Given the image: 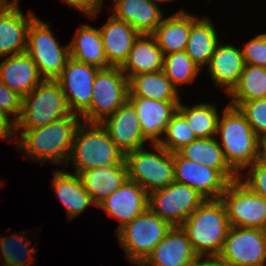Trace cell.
<instances>
[{
    "mask_svg": "<svg viewBox=\"0 0 266 266\" xmlns=\"http://www.w3.org/2000/svg\"><path fill=\"white\" fill-rule=\"evenodd\" d=\"M82 123L81 116L71 114L50 124L34 129H15L18 150L23 151L26 160L39 163L67 165L76 131Z\"/></svg>",
    "mask_w": 266,
    "mask_h": 266,
    "instance_id": "obj_1",
    "label": "cell"
},
{
    "mask_svg": "<svg viewBox=\"0 0 266 266\" xmlns=\"http://www.w3.org/2000/svg\"><path fill=\"white\" fill-rule=\"evenodd\" d=\"M181 228L198 256H218L230 228L224 203L220 198L205 199Z\"/></svg>",
    "mask_w": 266,
    "mask_h": 266,
    "instance_id": "obj_2",
    "label": "cell"
},
{
    "mask_svg": "<svg viewBox=\"0 0 266 266\" xmlns=\"http://www.w3.org/2000/svg\"><path fill=\"white\" fill-rule=\"evenodd\" d=\"M225 159L239 175L259 158L258 137L238 108L227 105L219 116L216 136Z\"/></svg>",
    "mask_w": 266,
    "mask_h": 266,
    "instance_id": "obj_3",
    "label": "cell"
},
{
    "mask_svg": "<svg viewBox=\"0 0 266 266\" xmlns=\"http://www.w3.org/2000/svg\"><path fill=\"white\" fill-rule=\"evenodd\" d=\"M124 154L117 148L101 123L83 122L78 127L67 161L74 173L92 168L118 165Z\"/></svg>",
    "mask_w": 266,
    "mask_h": 266,
    "instance_id": "obj_4",
    "label": "cell"
},
{
    "mask_svg": "<svg viewBox=\"0 0 266 266\" xmlns=\"http://www.w3.org/2000/svg\"><path fill=\"white\" fill-rule=\"evenodd\" d=\"M71 114L59 82L56 79H44L28 95L22 97L20 117L14 127L34 129Z\"/></svg>",
    "mask_w": 266,
    "mask_h": 266,
    "instance_id": "obj_5",
    "label": "cell"
},
{
    "mask_svg": "<svg viewBox=\"0 0 266 266\" xmlns=\"http://www.w3.org/2000/svg\"><path fill=\"white\" fill-rule=\"evenodd\" d=\"M151 145L152 151L142 147L124 155L128 180L148 193L175 182L173 153L159 144Z\"/></svg>",
    "mask_w": 266,
    "mask_h": 266,
    "instance_id": "obj_6",
    "label": "cell"
},
{
    "mask_svg": "<svg viewBox=\"0 0 266 266\" xmlns=\"http://www.w3.org/2000/svg\"><path fill=\"white\" fill-rule=\"evenodd\" d=\"M149 207L117 232V239L130 263L140 266L171 229Z\"/></svg>",
    "mask_w": 266,
    "mask_h": 266,
    "instance_id": "obj_7",
    "label": "cell"
},
{
    "mask_svg": "<svg viewBox=\"0 0 266 266\" xmlns=\"http://www.w3.org/2000/svg\"><path fill=\"white\" fill-rule=\"evenodd\" d=\"M90 107L81 115L87 123H101L128 100V78L118 66L99 68Z\"/></svg>",
    "mask_w": 266,
    "mask_h": 266,
    "instance_id": "obj_8",
    "label": "cell"
},
{
    "mask_svg": "<svg viewBox=\"0 0 266 266\" xmlns=\"http://www.w3.org/2000/svg\"><path fill=\"white\" fill-rule=\"evenodd\" d=\"M50 25L36 17L27 32L26 52L44 79H56L70 58L69 44L60 45Z\"/></svg>",
    "mask_w": 266,
    "mask_h": 266,
    "instance_id": "obj_9",
    "label": "cell"
},
{
    "mask_svg": "<svg viewBox=\"0 0 266 266\" xmlns=\"http://www.w3.org/2000/svg\"><path fill=\"white\" fill-rule=\"evenodd\" d=\"M220 199L231 227L266 230V198L251 192L238 179L227 184Z\"/></svg>",
    "mask_w": 266,
    "mask_h": 266,
    "instance_id": "obj_10",
    "label": "cell"
},
{
    "mask_svg": "<svg viewBox=\"0 0 266 266\" xmlns=\"http://www.w3.org/2000/svg\"><path fill=\"white\" fill-rule=\"evenodd\" d=\"M218 257L228 266H265L266 230L230 226Z\"/></svg>",
    "mask_w": 266,
    "mask_h": 266,
    "instance_id": "obj_11",
    "label": "cell"
},
{
    "mask_svg": "<svg viewBox=\"0 0 266 266\" xmlns=\"http://www.w3.org/2000/svg\"><path fill=\"white\" fill-rule=\"evenodd\" d=\"M205 200L191 187L174 182L149 193L148 207L172 227L181 226Z\"/></svg>",
    "mask_w": 266,
    "mask_h": 266,
    "instance_id": "obj_12",
    "label": "cell"
},
{
    "mask_svg": "<svg viewBox=\"0 0 266 266\" xmlns=\"http://www.w3.org/2000/svg\"><path fill=\"white\" fill-rule=\"evenodd\" d=\"M98 67L69 58L56 78L72 114L81 116L92 102L93 82Z\"/></svg>",
    "mask_w": 266,
    "mask_h": 266,
    "instance_id": "obj_13",
    "label": "cell"
},
{
    "mask_svg": "<svg viewBox=\"0 0 266 266\" xmlns=\"http://www.w3.org/2000/svg\"><path fill=\"white\" fill-rule=\"evenodd\" d=\"M19 6V0L0 4V58L26 52L28 28L37 16L24 15Z\"/></svg>",
    "mask_w": 266,
    "mask_h": 266,
    "instance_id": "obj_14",
    "label": "cell"
},
{
    "mask_svg": "<svg viewBox=\"0 0 266 266\" xmlns=\"http://www.w3.org/2000/svg\"><path fill=\"white\" fill-rule=\"evenodd\" d=\"M175 182L185 184L205 199H219L229 183L216 169L173 153Z\"/></svg>",
    "mask_w": 266,
    "mask_h": 266,
    "instance_id": "obj_15",
    "label": "cell"
},
{
    "mask_svg": "<svg viewBox=\"0 0 266 266\" xmlns=\"http://www.w3.org/2000/svg\"><path fill=\"white\" fill-rule=\"evenodd\" d=\"M101 125L124 155L144 147L147 141L143 136L136 110L128 100L112 115L106 117Z\"/></svg>",
    "mask_w": 266,
    "mask_h": 266,
    "instance_id": "obj_16",
    "label": "cell"
},
{
    "mask_svg": "<svg viewBox=\"0 0 266 266\" xmlns=\"http://www.w3.org/2000/svg\"><path fill=\"white\" fill-rule=\"evenodd\" d=\"M149 193L138 183L126 180L97 207L119 221L116 232L148 208Z\"/></svg>",
    "mask_w": 266,
    "mask_h": 266,
    "instance_id": "obj_17",
    "label": "cell"
},
{
    "mask_svg": "<svg viewBox=\"0 0 266 266\" xmlns=\"http://www.w3.org/2000/svg\"><path fill=\"white\" fill-rule=\"evenodd\" d=\"M128 101L136 110L144 138L151 144H158L168 122L178 110L180 101H160L144 97H128Z\"/></svg>",
    "mask_w": 266,
    "mask_h": 266,
    "instance_id": "obj_18",
    "label": "cell"
},
{
    "mask_svg": "<svg viewBox=\"0 0 266 266\" xmlns=\"http://www.w3.org/2000/svg\"><path fill=\"white\" fill-rule=\"evenodd\" d=\"M198 255L181 226H173L140 266H188Z\"/></svg>",
    "mask_w": 266,
    "mask_h": 266,
    "instance_id": "obj_19",
    "label": "cell"
},
{
    "mask_svg": "<svg viewBox=\"0 0 266 266\" xmlns=\"http://www.w3.org/2000/svg\"><path fill=\"white\" fill-rule=\"evenodd\" d=\"M111 15L139 34H152L165 17L158 0H112Z\"/></svg>",
    "mask_w": 266,
    "mask_h": 266,
    "instance_id": "obj_20",
    "label": "cell"
},
{
    "mask_svg": "<svg viewBox=\"0 0 266 266\" xmlns=\"http://www.w3.org/2000/svg\"><path fill=\"white\" fill-rule=\"evenodd\" d=\"M43 80L27 52L5 57L0 62V81L22 97L28 95Z\"/></svg>",
    "mask_w": 266,
    "mask_h": 266,
    "instance_id": "obj_21",
    "label": "cell"
},
{
    "mask_svg": "<svg viewBox=\"0 0 266 266\" xmlns=\"http://www.w3.org/2000/svg\"><path fill=\"white\" fill-rule=\"evenodd\" d=\"M244 66L241 47L220 41L207 66V72L209 71V76L212 81L214 80L216 88L228 94L237 84Z\"/></svg>",
    "mask_w": 266,
    "mask_h": 266,
    "instance_id": "obj_22",
    "label": "cell"
},
{
    "mask_svg": "<svg viewBox=\"0 0 266 266\" xmlns=\"http://www.w3.org/2000/svg\"><path fill=\"white\" fill-rule=\"evenodd\" d=\"M100 34L108 64L121 67L139 33L128 23L111 15L100 27Z\"/></svg>",
    "mask_w": 266,
    "mask_h": 266,
    "instance_id": "obj_23",
    "label": "cell"
},
{
    "mask_svg": "<svg viewBox=\"0 0 266 266\" xmlns=\"http://www.w3.org/2000/svg\"><path fill=\"white\" fill-rule=\"evenodd\" d=\"M217 31L211 18H198L191 14L190 34L185 52L201 70L203 67L207 68L220 42Z\"/></svg>",
    "mask_w": 266,
    "mask_h": 266,
    "instance_id": "obj_24",
    "label": "cell"
},
{
    "mask_svg": "<svg viewBox=\"0 0 266 266\" xmlns=\"http://www.w3.org/2000/svg\"><path fill=\"white\" fill-rule=\"evenodd\" d=\"M78 176L96 207L128 179L124 160L118 165L81 171Z\"/></svg>",
    "mask_w": 266,
    "mask_h": 266,
    "instance_id": "obj_25",
    "label": "cell"
},
{
    "mask_svg": "<svg viewBox=\"0 0 266 266\" xmlns=\"http://www.w3.org/2000/svg\"><path fill=\"white\" fill-rule=\"evenodd\" d=\"M52 187L67 212L68 220H72L88 209L96 206L90 194L84 189L80 177L76 173L53 169Z\"/></svg>",
    "mask_w": 266,
    "mask_h": 266,
    "instance_id": "obj_26",
    "label": "cell"
},
{
    "mask_svg": "<svg viewBox=\"0 0 266 266\" xmlns=\"http://www.w3.org/2000/svg\"><path fill=\"white\" fill-rule=\"evenodd\" d=\"M164 55L152 34H139L128 58L120 67L129 79L133 75L163 70Z\"/></svg>",
    "mask_w": 266,
    "mask_h": 266,
    "instance_id": "obj_27",
    "label": "cell"
},
{
    "mask_svg": "<svg viewBox=\"0 0 266 266\" xmlns=\"http://www.w3.org/2000/svg\"><path fill=\"white\" fill-rule=\"evenodd\" d=\"M178 153L188 160L216 169L228 182L238 179V174L227 163L218 137L197 138Z\"/></svg>",
    "mask_w": 266,
    "mask_h": 266,
    "instance_id": "obj_28",
    "label": "cell"
},
{
    "mask_svg": "<svg viewBox=\"0 0 266 266\" xmlns=\"http://www.w3.org/2000/svg\"><path fill=\"white\" fill-rule=\"evenodd\" d=\"M191 27V13L178 10L164 17L152 33L163 55L185 51Z\"/></svg>",
    "mask_w": 266,
    "mask_h": 266,
    "instance_id": "obj_29",
    "label": "cell"
},
{
    "mask_svg": "<svg viewBox=\"0 0 266 266\" xmlns=\"http://www.w3.org/2000/svg\"><path fill=\"white\" fill-rule=\"evenodd\" d=\"M70 58L96 66L107 68L110 65L105 56L100 29L89 24H82L69 43Z\"/></svg>",
    "mask_w": 266,
    "mask_h": 266,
    "instance_id": "obj_30",
    "label": "cell"
},
{
    "mask_svg": "<svg viewBox=\"0 0 266 266\" xmlns=\"http://www.w3.org/2000/svg\"><path fill=\"white\" fill-rule=\"evenodd\" d=\"M128 97H144L160 101H180V92L163 71L141 73L128 79Z\"/></svg>",
    "mask_w": 266,
    "mask_h": 266,
    "instance_id": "obj_31",
    "label": "cell"
},
{
    "mask_svg": "<svg viewBox=\"0 0 266 266\" xmlns=\"http://www.w3.org/2000/svg\"><path fill=\"white\" fill-rule=\"evenodd\" d=\"M178 110L184 115L196 138L216 137L219 113L214 103H196L188 107L181 103Z\"/></svg>",
    "mask_w": 266,
    "mask_h": 266,
    "instance_id": "obj_32",
    "label": "cell"
},
{
    "mask_svg": "<svg viewBox=\"0 0 266 266\" xmlns=\"http://www.w3.org/2000/svg\"><path fill=\"white\" fill-rule=\"evenodd\" d=\"M227 95L230 102L266 99V67L245 64L237 84Z\"/></svg>",
    "mask_w": 266,
    "mask_h": 266,
    "instance_id": "obj_33",
    "label": "cell"
},
{
    "mask_svg": "<svg viewBox=\"0 0 266 266\" xmlns=\"http://www.w3.org/2000/svg\"><path fill=\"white\" fill-rule=\"evenodd\" d=\"M26 232V230L20 231L9 237L0 235V256L2 257L0 260L2 262L14 266H32V262L37 263L38 259L36 262L33 261L37 253L36 247L31 244V240L28 241Z\"/></svg>",
    "mask_w": 266,
    "mask_h": 266,
    "instance_id": "obj_34",
    "label": "cell"
},
{
    "mask_svg": "<svg viewBox=\"0 0 266 266\" xmlns=\"http://www.w3.org/2000/svg\"><path fill=\"white\" fill-rule=\"evenodd\" d=\"M165 76L180 92L178 86L193 83L201 69L193 62L185 51L164 55L163 70Z\"/></svg>",
    "mask_w": 266,
    "mask_h": 266,
    "instance_id": "obj_35",
    "label": "cell"
},
{
    "mask_svg": "<svg viewBox=\"0 0 266 266\" xmlns=\"http://www.w3.org/2000/svg\"><path fill=\"white\" fill-rule=\"evenodd\" d=\"M195 139L197 138L184 115L177 110L168 122L162 139L158 144L171 153H177Z\"/></svg>",
    "mask_w": 266,
    "mask_h": 266,
    "instance_id": "obj_36",
    "label": "cell"
},
{
    "mask_svg": "<svg viewBox=\"0 0 266 266\" xmlns=\"http://www.w3.org/2000/svg\"><path fill=\"white\" fill-rule=\"evenodd\" d=\"M228 105L239 109L257 137L266 133V99L229 102Z\"/></svg>",
    "mask_w": 266,
    "mask_h": 266,
    "instance_id": "obj_37",
    "label": "cell"
},
{
    "mask_svg": "<svg viewBox=\"0 0 266 266\" xmlns=\"http://www.w3.org/2000/svg\"><path fill=\"white\" fill-rule=\"evenodd\" d=\"M238 180L251 192L266 198V159L255 160L238 175Z\"/></svg>",
    "mask_w": 266,
    "mask_h": 266,
    "instance_id": "obj_38",
    "label": "cell"
},
{
    "mask_svg": "<svg viewBox=\"0 0 266 266\" xmlns=\"http://www.w3.org/2000/svg\"><path fill=\"white\" fill-rule=\"evenodd\" d=\"M244 63L266 67V33L259 34L247 41L241 48Z\"/></svg>",
    "mask_w": 266,
    "mask_h": 266,
    "instance_id": "obj_39",
    "label": "cell"
},
{
    "mask_svg": "<svg viewBox=\"0 0 266 266\" xmlns=\"http://www.w3.org/2000/svg\"><path fill=\"white\" fill-rule=\"evenodd\" d=\"M22 109V96L17 92L10 90L0 81V112L15 124L20 117Z\"/></svg>",
    "mask_w": 266,
    "mask_h": 266,
    "instance_id": "obj_40",
    "label": "cell"
},
{
    "mask_svg": "<svg viewBox=\"0 0 266 266\" xmlns=\"http://www.w3.org/2000/svg\"><path fill=\"white\" fill-rule=\"evenodd\" d=\"M67 3L71 8L81 11L84 15L89 17V19H95L102 10V7H99L93 0H62Z\"/></svg>",
    "mask_w": 266,
    "mask_h": 266,
    "instance_id": "obj_41",
    "label": "cell"
},
{
    "mask_svg": "<svg viewBox=\"0 0 266 266\" xmlns=\"http://www.w3.org/2000/svg\"><path fill=\"white\" fill-rule=\"evenodd\" d=\"M15 127L11 119L0 112V139L14 141Z\"/></svg>",
    "mask_w": 266,
    "mask_h": 266,
    "instance_id": "obj_42",
    "label": "cell"
},
{
    "mask_svg": "<svg viewBox=\"0 0 266 266\" xmlns=\"http://www.w3.org/2000/svg\"><path fill=\"white\" fill-rule=\"evenodd\" d=\"M188 266H228V265L225 262H223L218 256H197Z\"/></svg>",
    "mask_w": 266,
    "mask_h": 266,
    "instance_id": "obj_43",
    "label": "cell"
},
{
    "mask_svg": "<svg viewBox=\"0 0 266 266\" xmlns=\"http://www.w3.org/2000/svg\"><path fill=\"white\" fill-rule=\"evenodd\" d=\"M259 158L266 159V133L258 137Z\"/></svg>",
    "mask_w": 266,
    "mask_h": 266,
    "instance_id": "obj_44",
    "label": "cell"
},
{
    "mask_svg": "<svg viewBox=\"0 0 266 266\" xmlns=\"http://www.w3.org/2000/svg\"><path fill=\"white\" fill-rule=\"evenodd\" d=\"M99 7H103V0H93Z\"/></svg>",
    "mask_w": 266,
    "mask_h": 266,
    "instance_id": "obj_45",
    "label": "cell"
},
{
    "mask_svg": "<svg viewBox=\"0 0 266 266\" xmlns=\"http://www.w3.org/2000/svg\"><path fill=\"white\" fill-rule=\"evenodd\" d=\"M158 1H159L160 3H162V2H163V3H164V2L167 3V2H169V1H175V0H158Z\"/></svg>",
    "mask_w": 266,
    "mask_h": 266,
    "instance_id": "obj_46",
    "label": "cell"
},
{
    "mask_svg": "<svg viewBox=\"0 0 266 266\" xmlns=\"http://www.w3.org/2000/svg\"><path fill=\"white\" fill-rule=\"evenodd\" d=\"M3 266H14V265L3 262Z\"/></svg>",
    "mask_w": 266,
    "mask_h": 266,
    "instance_id": "obj_47",
    "label": "cell"
}]
</instances>
